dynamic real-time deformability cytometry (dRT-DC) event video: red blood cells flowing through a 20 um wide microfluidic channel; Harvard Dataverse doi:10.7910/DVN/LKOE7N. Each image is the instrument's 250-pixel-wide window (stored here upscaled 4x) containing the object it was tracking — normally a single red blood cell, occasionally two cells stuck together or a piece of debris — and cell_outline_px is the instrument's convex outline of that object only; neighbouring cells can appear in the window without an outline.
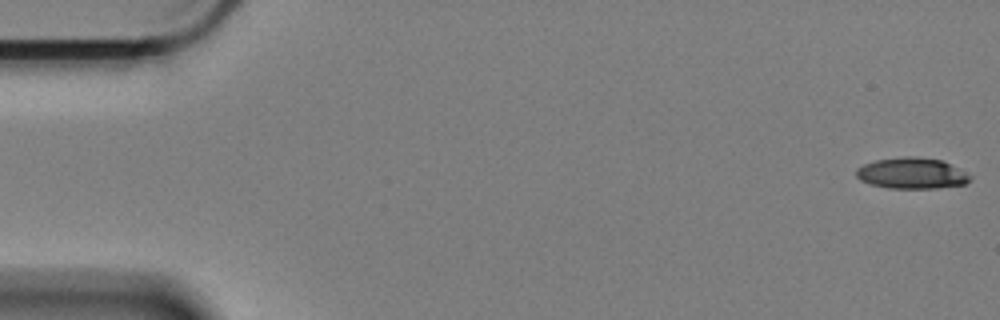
{"species": "Egyptian fruit bat (a non-hibernating species)", "species_latin": "Rousettus aegyptiacus", "temperature_condition": "cold", "stored_images_in_passage": 16, "camera_frame_rate_fps": 3000, "um_per_image_px": 0.085, "animal": {"sex": "female"}, "frame": {"image": 1, "passage_image": 1, "time_ms": 0.0, "image_size_px": [1000, 320], "cell_outline_px": [[972, 176], [964, 184], [936, 188], [888, 188], [872, 184], [860, 180], [856, 176], [856, 168], [864, 164], [876, 160], [900, 156], [912, 156], [940, 160]], "centroid_in_image_um": [77.44, 14.72], "position_along_channel_um": 7.6, "area_um2": 20.29}}
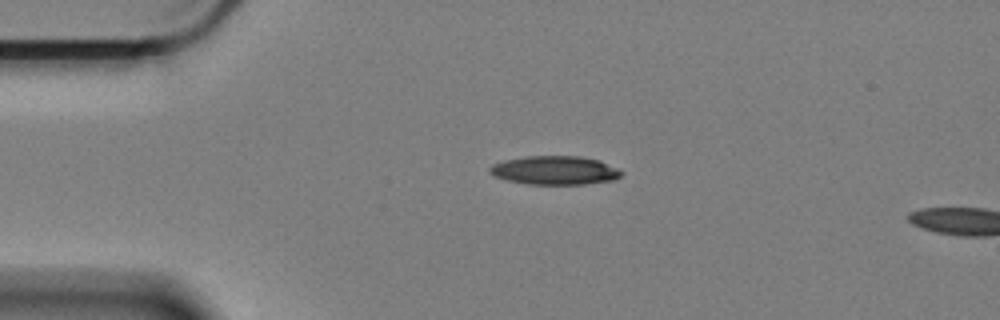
{"frame": {"image": 2, "passage_image": 13, "time_ms": 4.0, "image_size_px": [1000, 320], "cell_outline_px": [[624, 172], [620, 176], [612, 180], [584, 184], [528, 184], [508, 180], [496, 176], [488, 172], [488, 168], [492, 164], [504, 160], [524, 156], [580, 156], [600, 160]], "centroid_in_image_um": [47.14, 14.47], "position_along_channel_um": 37.9, "area_um2": 21.96}}